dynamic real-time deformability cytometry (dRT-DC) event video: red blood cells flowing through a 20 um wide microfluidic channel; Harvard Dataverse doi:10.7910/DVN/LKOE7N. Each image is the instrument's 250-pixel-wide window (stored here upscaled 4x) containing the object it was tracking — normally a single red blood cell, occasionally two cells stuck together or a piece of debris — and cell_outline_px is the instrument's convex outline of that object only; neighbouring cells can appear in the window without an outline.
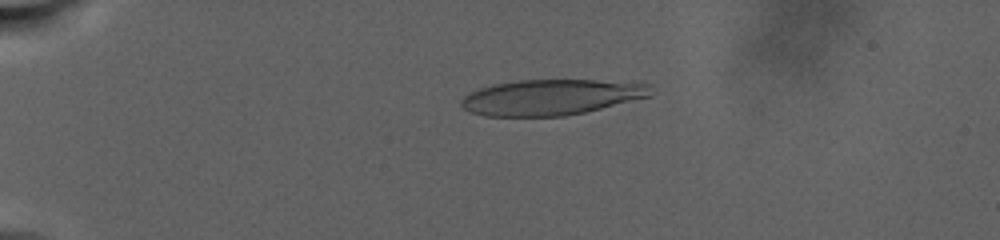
{"species": "human", "species_latin": "Homo sapiens", "temperature_condition": "warm", "stored_images_in_passage": 108, "camera_frame_rate_fps": 3000, "um_per_image_px": 0.085, "donor": {"sex": "male"}, "frame": {"image": 1, "passage_image": 28, "time_ms": 6.667, "image_size_px": [1000, 240], "cell_outline_px": [[652, 96], [584, 112], [564, 116], [484, 116], [472, 112], [464, 108], [460, 104], [460, 100], [464, 96], [480, 88], [492, 84], [520, 80], [596, 80], [648, 84]], "centroid_in_image_um": [46.82, 8.26], "position_along_channel_um": 38.2, "area_um2": 39.07}}
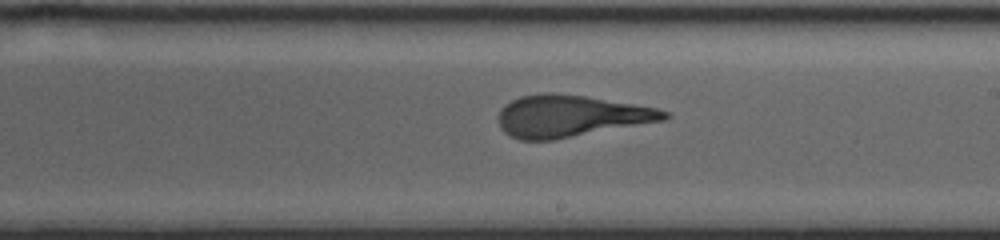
{"frame": {"image": 2, "passage_image": 76, "time_ms": 18.667, "image_size_px": [1000, 240], "cell_outline_px": [[672, 116], [664, 120], [552, 140], [520, 140], [504, 132], [500, 128], [500, 108], [512, 100], [520, 96], [540, 92], [552, 92], [584, 96], [656, 108], [668, 112]], "centroid_in_image_um": [48.47, 9.86], "position_along_channel_um": 240.5, "area_um2": 40.0}}
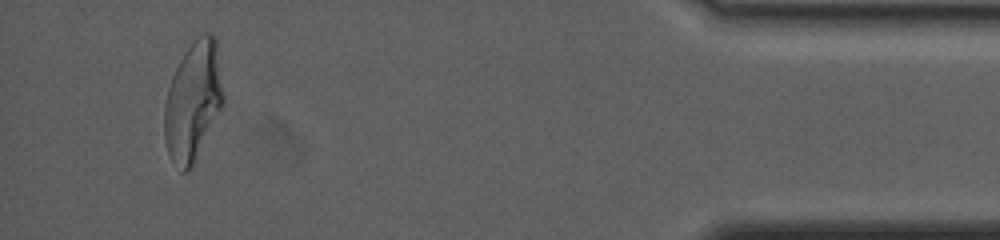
{"frame": {"image": 3, "passage_image": 107, "time_ms": 29.0, "image_size_px": [1000, 240], "cell_outline_px": [[224, 104], [192, 164], [184, 172], [180, 172], [172, 160], [168, 152], [164, 140], [164, 104], [168, 88], [172, 76], [184, 52], [204, 32], [212, 32], [216, 36], [224, 96]], "centroid_in_image_um": [16.41, 8.57], "position_along_channel_um": 418.8, "area_um2": 40.58}, "authors_computed_cell_mechanics": {"area_um2": 40.5178, "velocity_mm_per_s": 2.2562, "shape_relaxation_time_tau1_ms": 11.1461, "shape_relaxation_time_tau2_ms": 1.8749, "deformation_change_tau1": 0.3177, "deformation_change_tau2": 0.1246}}